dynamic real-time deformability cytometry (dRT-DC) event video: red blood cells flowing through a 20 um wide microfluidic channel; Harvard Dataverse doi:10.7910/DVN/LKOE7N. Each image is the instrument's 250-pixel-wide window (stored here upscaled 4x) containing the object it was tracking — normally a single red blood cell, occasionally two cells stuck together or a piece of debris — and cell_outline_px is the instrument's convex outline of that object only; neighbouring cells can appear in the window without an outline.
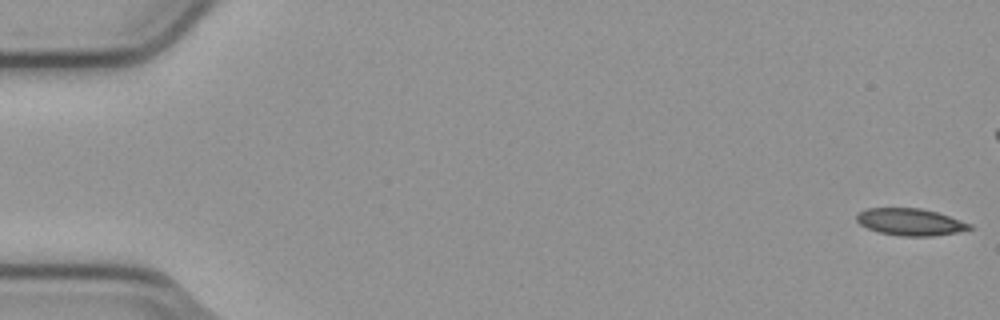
{"species": "common noctule bat (a hibernating species)", "species_latin": "Nyctalus noctula", "temperature_condition": "cold", "stored_images_in_passage": 3, "camera_frame_rate_fps": 3000, "um_per_image_px": 0.085, "animal": {"sex": "male", "body_mass_g": 23.1, "forearm_length_mm": 52.7}, "frame": {"image": 1, "passage_image": 1, "time_ms": 0.0, "image_size_px": [1000, 320], "cell_outline_px": [[976, 228], [956, 232], [932, 236], [900, 236], [880, 232], [868, 228], [860, 224], [856, 220], [856, 216], [860, 212], [868, 208], [920, 208], [936, 212], [972, 224]], "centroid_in_image_um": [77.39, 18.87], "position_along_channel_um": 7.6, "area_um2": 17.63}}